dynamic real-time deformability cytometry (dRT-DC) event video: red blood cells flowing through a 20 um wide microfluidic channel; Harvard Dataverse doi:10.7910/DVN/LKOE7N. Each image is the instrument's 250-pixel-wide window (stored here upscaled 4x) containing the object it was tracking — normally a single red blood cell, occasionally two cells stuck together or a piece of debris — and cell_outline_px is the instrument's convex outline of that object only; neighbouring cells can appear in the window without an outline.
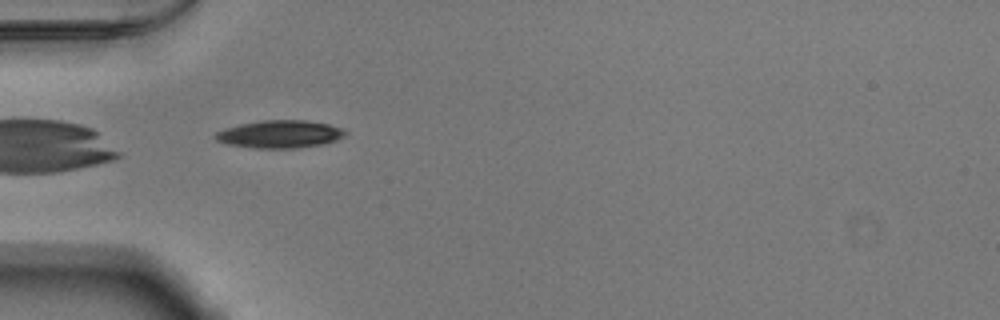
{"species": "Egyptian fruit bat (a non-hibernating species)", "species_latin": "Rousettus aegyptiacus", "temperature_condition": "warm", "stored_images_in_passage": 37, "camera_frame_rate_fps": 3000, "um_per_image_px": 0.085, "animal": {"sex": "male"}, "frame": {"image": 1, "passage_image": 1, "time_ms": 0.0, "image_size_px": [1000, 320], "cell_outline_px": [[348, 132], [344, 136], [336, 140], [324, 144], [296, 148], [256, 148], [228, 144], [216, 140], [212, 136], [216, 132], [224, 128], [240, 124], [264, 120], [304, 120], [328, 124], [344, 128]], "centroid_in_image_um": [23.8, 11.4], "position_along_channel_um": 61.2, "area_um2": 21.04}}
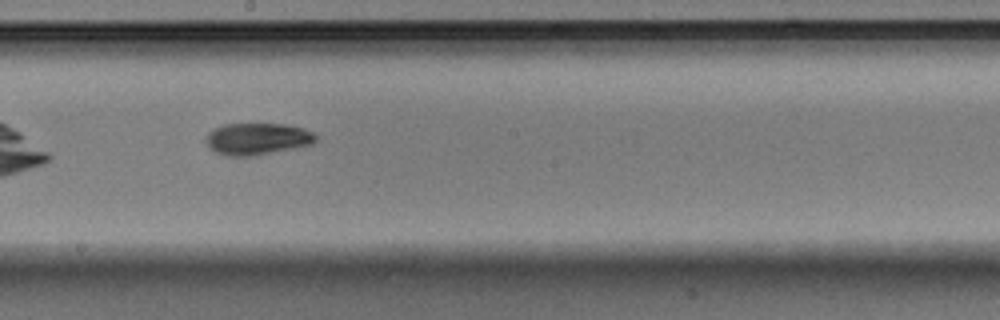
{"frame": {"image": 2, "passage_image": 14, "time_ms": 4.333, "image_size_px": [1000, 320], "cell_outline_px": [[316, 140], [312, 144], [252, 156], [228, 156], [216, 152], [204, 140], [208, 132], [224, 124], [284, 124], [304, 128], [312, 132], [316, 136]], "centroid_in_image_um": [21.86, 11.79], "position_along_channel_um": 226.3, "area_um2": 20.11}}
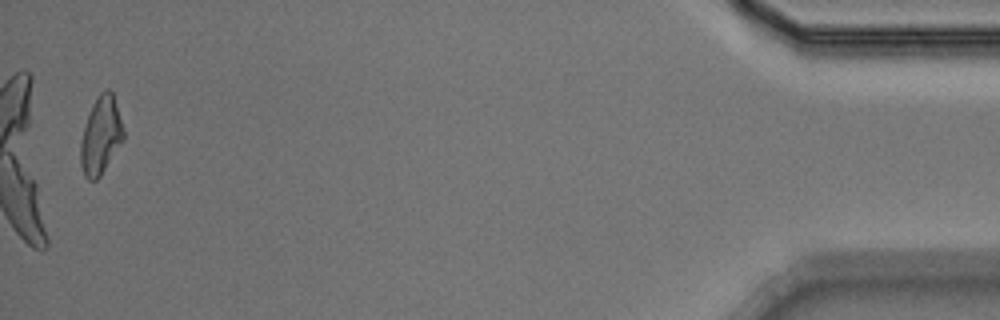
{"frame": {"image": 3, "passage_image": 36, "time_ms": 11.667, "image_size_px": [1000, 320], "cell_outline_px": [[124, 140], [100, 176], [96, 180], [88, 180], [84, 176], [80, 164], [80, 140], [88, 116], [100, 92], [104, 88], [108, 88], [112, 92], [124, 128]], "centroid_in_image_um": [8.57, 11.55], "position_along_channel_um": 426.6, "area_um2": 19.31}, "authors_computed_cell_mechanics": {"area_um2": 19.652, "velocity_mm_per_s": 3.8712, "shape_relaxation_time_tau1_ms": 3.2722, "shape_relaxation_time_tau2_ms": 4.3286, "deformation_change_tau1": 0.1197, "deformation_change_tau2": 0.1025}}